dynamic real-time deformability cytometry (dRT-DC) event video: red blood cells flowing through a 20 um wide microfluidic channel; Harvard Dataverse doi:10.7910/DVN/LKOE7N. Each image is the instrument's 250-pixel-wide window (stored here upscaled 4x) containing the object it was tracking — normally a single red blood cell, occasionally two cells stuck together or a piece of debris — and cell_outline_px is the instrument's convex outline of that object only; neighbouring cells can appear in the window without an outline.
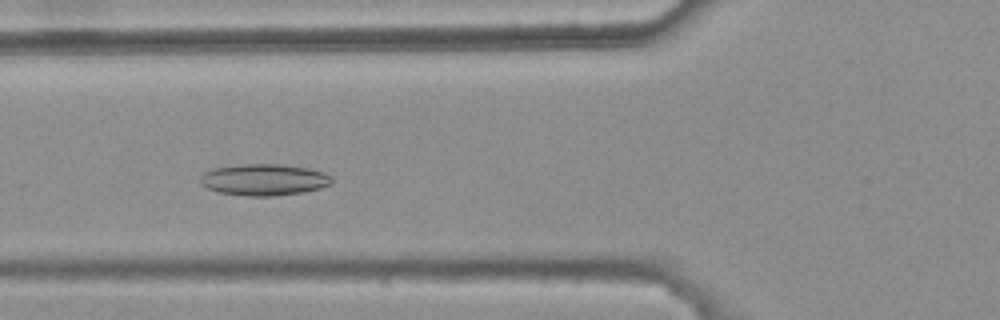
{"species": "common noctule bat (a hibernating species)", "species_latin": "Nyctalus noctula", "temperature_condition": "warm", "stored_images_in_passage": 29, "camera_frame_rate_fps": 3000, "um_per_image_px": 0.085, "animal": {"sex": "female", "body_mass_g": 25.1}, "frame": {"image": 1, "passage_image": 4, "time_ms": 1.0, "image_size_px": [1000, 320], "cell_outline_px": [[332, 184], [320, 188], [304, 192], [272, 196], [248, 196], [216, 192], [200, 184], [200, 176], [204, 172], [212, 168], [240, 164], [280, 164], [308, 168], [324, 172], [332, 176]], "centroid_in_image_um": [22.43, 15.27], "position_along_channel_um": 103.4, "area_um2": 24.39}}
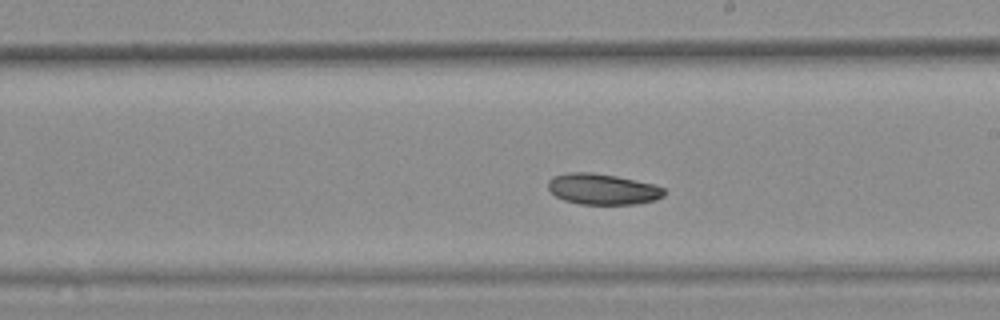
{"frame": {"image": 2, "passage_image": 15, "time_ms": 4.667, "image_size_px": [1000, 320], "cell_outline_px": [[664, 196], [656, 200], [636, 204], [580, 204], [564, 200], [556, 196], [548, 188], [548, 180], [552, 176], [568, 172], [592, 172], [616, 176], [656, 184], [664, 188]], "centroid_in_image_um": [51.23, 16.07], "position_along_channel_um": 237.8, "area_um2": 21.04}}
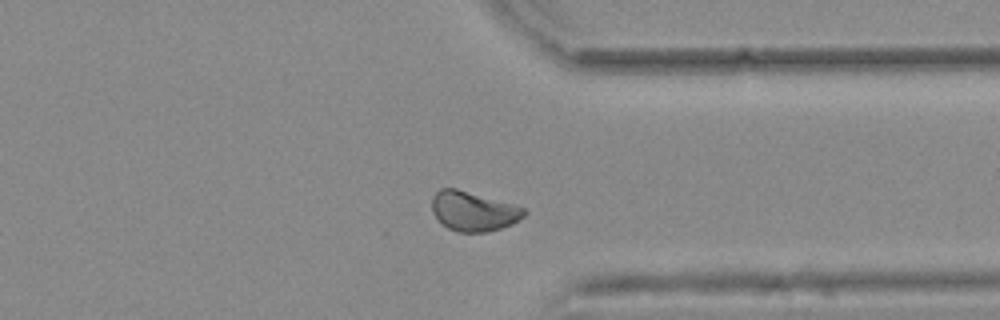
{"frame": {"image": 3, "passage_image": 26, "time_ms": 8.333, "image_size_px": [1000, 320], "cell_outline_px": [[528, 212], [520, 220], [512, 224], [500, 228], [484, 232], [460, 232], [448, 228], [440, 224], [432, 212], [432, 196], [440, 188], [456, 188], [524, 208]], "centroid_in_image_um": [40.2, 17.96], "position_along_channel_um": 371.2, "area_um2": 21.15}}